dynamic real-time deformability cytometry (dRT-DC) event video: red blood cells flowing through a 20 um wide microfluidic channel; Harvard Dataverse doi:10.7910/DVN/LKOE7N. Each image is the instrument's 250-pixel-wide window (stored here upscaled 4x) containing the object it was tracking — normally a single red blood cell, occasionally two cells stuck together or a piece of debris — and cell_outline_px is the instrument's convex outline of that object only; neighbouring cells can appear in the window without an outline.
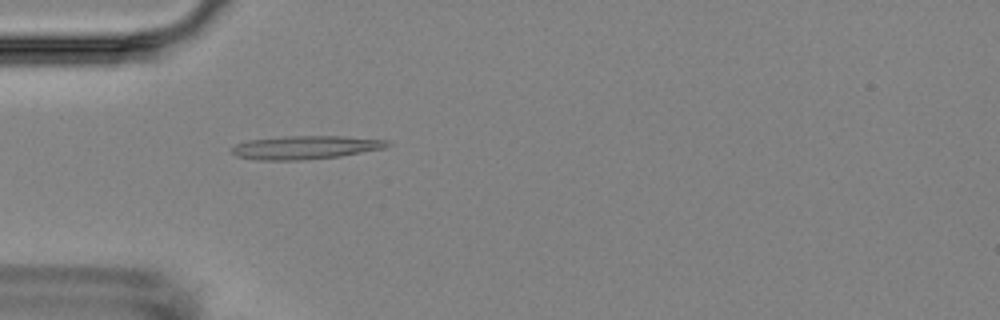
{"species": "Egyptian fruit bat (a non-hibernating species)", "species_latin": "Rousettus aegyptiacus", "temperature_condition": "room temperature", "stored_images_in_passage": 3, "camera_frame_rate_fps": 3000, "um_per_image_px": 0.085, "animal": {"sex": "female"}, "frame": {"image": 1, "passage_image": 3, "time_ms": 2.333, "image_size_px": [1000, 320], "cell_outline_px": [[392, 144], [384, 148], [340, 156], [296, 160], [256, 160], [236, 156], [232, 152], [232, 148], [236, 144], [248, 140], [288, 136], [344, 136], [388, 140]], "centroid_in_image_um": [25.97, 12.52], "position_along_channel_um": 59.0, "area_um2": 21.1}}